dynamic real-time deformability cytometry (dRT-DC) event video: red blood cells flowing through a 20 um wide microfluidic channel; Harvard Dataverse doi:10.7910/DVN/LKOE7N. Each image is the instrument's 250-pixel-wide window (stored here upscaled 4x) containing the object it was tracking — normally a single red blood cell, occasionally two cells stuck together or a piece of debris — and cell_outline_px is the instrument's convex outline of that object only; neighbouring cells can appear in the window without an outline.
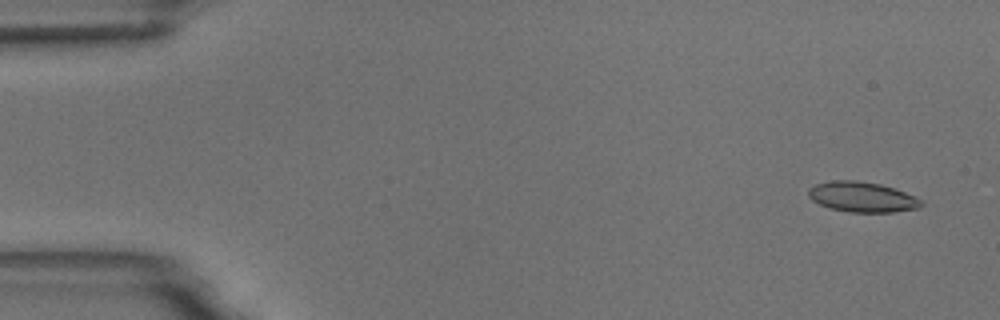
{"species": "common noctule bat (a hibernating species)", "species_latin": "Nyctalus noctula", "temperature_condition": "room temperature", "stored_images_in_passage": 6, "camera_frame_rate_fps": 3000, "um_per_image_px": 0.085, "animal": {"sex": "male", "body_mass_g": 18.8}, "frame": {"image": 1, "passage_image": 1, "time_ms": 0.0, "image_size_px": [1000, 320], "cell_outline_px": [[924, 204], [920, 208], [892, 212], [848, 212], [828, 208], [812, 200], [808, 196], [808, 188], [816, 184], [832, 180], [856, 180], [880, 184], [904, 192], [920, 200]], "centroid_in_image_um": [73.24, 16.75], "position_along_channel_um": 11.8, "area_um2": 19.83}}